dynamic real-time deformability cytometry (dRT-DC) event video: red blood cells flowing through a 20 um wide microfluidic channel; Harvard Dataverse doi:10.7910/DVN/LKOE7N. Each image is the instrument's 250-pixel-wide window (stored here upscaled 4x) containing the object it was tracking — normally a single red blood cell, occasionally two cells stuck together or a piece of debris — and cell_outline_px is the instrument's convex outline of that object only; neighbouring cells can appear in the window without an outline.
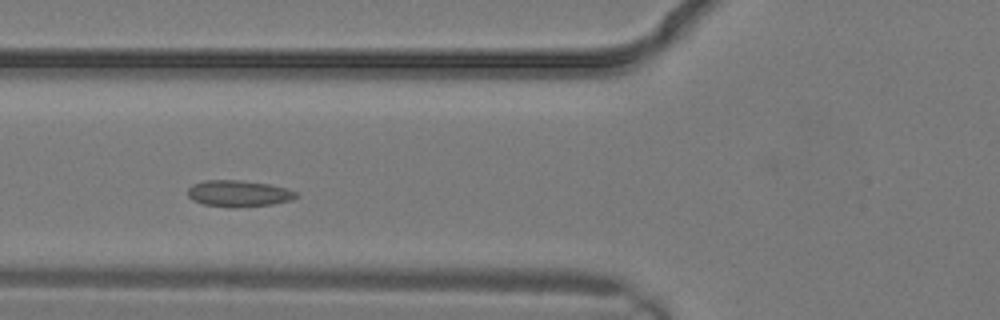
{"species": "common noctule bat (a hibernating species)", "species_latin": "Nyctalus noctula", "temperature_condition": "warm", "stored_images_in_passage": 9, "camera_frame_rate_fps": 3000, "um_per_image_px": 0.085, "animal": {"sex": "male", "body_mass_g": 19.2, "forearm_length_mm": 51.8}, "frame": {"image": 1, "passage_image": 6, "time_ms": 1.667, "image_size_px": [1000, 320], "cell_outline_px": [[300, 196], [292, 200], [272, 204], [236, 208], [228, 208], [204, 204], [192, 200], [188, 196], [188, 188], [192, 184], [204, 180], [240, 180], [268, 184], [288, 188], [296, 192]], "centroid_in_image_um": [20.29, 16.45], "position_along_channel_um": 105.5, "area_um2": 16.94}}
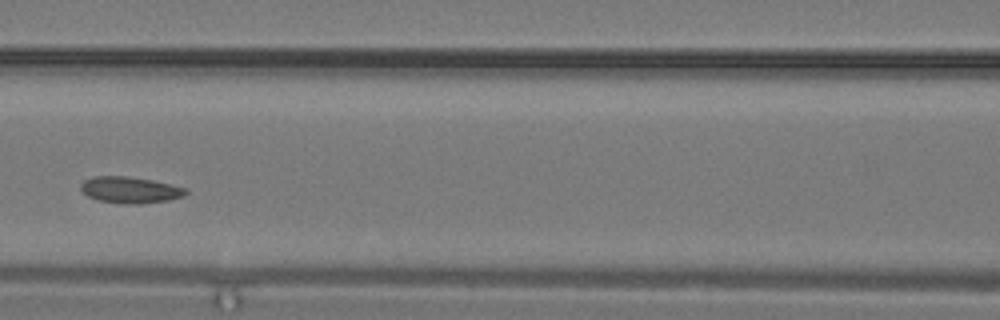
{"frame": {"image": 2, "passage_image": 8, "time_ms": 2.333, "image_size_px": [1000, 320], "cell_outline_px": [[188, 192], [184, 196], [168, 200], [140, 204], [128, 204], [100, 200], [88, 196], [80, 188], [80, 184], [84, 180], [92, 176], [128, 176], [152, 180], [188, 188]], "centroid_in_image_um": [11.08, 16.13], "position_along_channel_um": 155.5, "area_um2": 16.13}}